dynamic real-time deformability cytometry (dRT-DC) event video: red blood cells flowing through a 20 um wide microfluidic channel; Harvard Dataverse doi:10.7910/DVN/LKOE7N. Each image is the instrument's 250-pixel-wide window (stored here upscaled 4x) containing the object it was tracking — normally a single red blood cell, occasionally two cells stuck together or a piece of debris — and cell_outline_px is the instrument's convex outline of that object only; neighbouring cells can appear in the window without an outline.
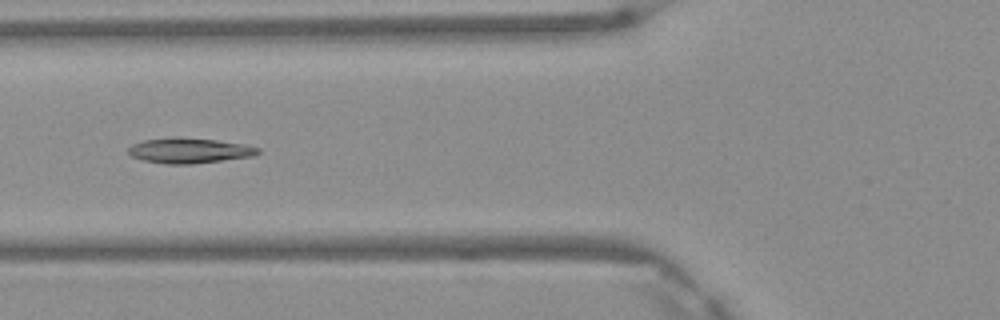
{"species": "Egyptian fruit bat (a non-hibernating species)", "species_latin": "Rousettus aegyptiacus", "temperature_condition": "warm", "stored_images_in_passage": 3, "camera_frame_rate_fps": 3000, "um_per_image_px": 0.085, "frame": {"image": 1, "passage_image": 3, "time_ms": 0.667, "image_size_px": [1000, 320], "cell_outline_px": [[260, 152], [256, 156], [192, 164], [164, 164], [144, 160], [132, 156], [128, 152], [128, 148], [132, 144], [144, 140], [216, 140], [244, 144], [260, 148]], "centroid_in_image_um": [16.17, 12.85], "position_along_channel_um": 109.6, "area_um2": 18.21}}